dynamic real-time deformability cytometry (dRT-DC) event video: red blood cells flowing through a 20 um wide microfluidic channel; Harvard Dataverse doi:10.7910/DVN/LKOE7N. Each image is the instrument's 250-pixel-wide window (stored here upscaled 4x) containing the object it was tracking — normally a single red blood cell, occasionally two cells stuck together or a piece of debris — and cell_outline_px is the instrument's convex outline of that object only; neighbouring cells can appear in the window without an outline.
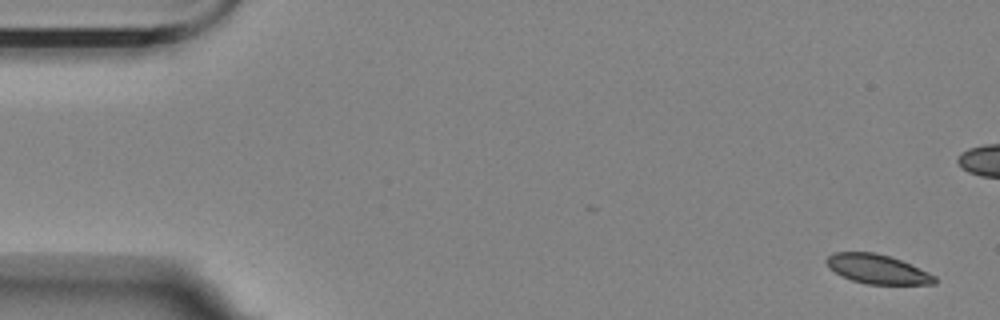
{"species": "Egyptian fruit bat (a non-hibernating species)", "species_latin": "Rousettus aegyptiacus", "temperature_condition": "room temperature", "stored_images_in_passage": 7, "camera_frame_rate_fps": 3000, "um_per_image_px": 0.085, "animal": {"sex": "female"}, "frame": {"image": 1, "passage_image": 1, "time_ms": 0.0, "image_size_px": [1000, 320], "cell_outline_px": [[936, 284], [868, 284], [852, 280], [828, 268], [824, 260], [832, 252], [872, 252], [888, 256], [900, 260], [928, 272], [936, 276]], "centroid_in_image_um": [74.55, 22.87], "position_along_channel_um": 10.5, "area_um2": 18.26}}
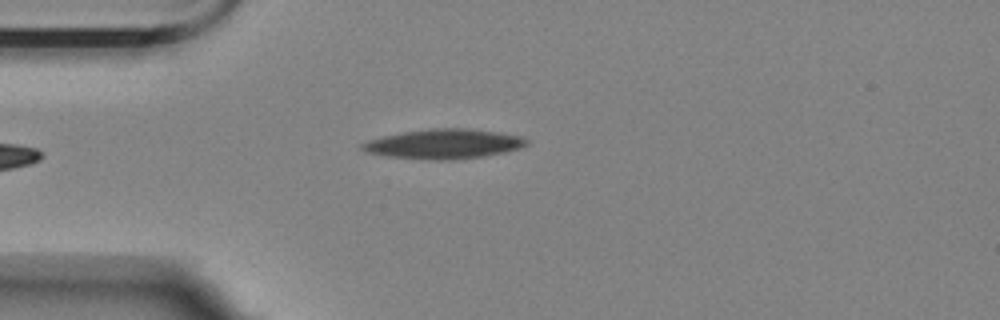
{"frame": {"image": 2, "passage_image": 7, "time_ms": 7.667, "image_size_px": [1000, 320], "cell_outline_px": [[528, 144], [520, 148], [504, 152], [484, 156], [452, 160], [432, 160], [388, 156], [368, 152], [360, 148], [360, 144], [368, 140], [384, 136], [404, 132], [428, 128], [468, 128], [524, 136], [528, 140]], "centroid_in_image_um": [37.76, 12.23], "position_along_channel_um": 47.2, "area_um2": 28.38}}